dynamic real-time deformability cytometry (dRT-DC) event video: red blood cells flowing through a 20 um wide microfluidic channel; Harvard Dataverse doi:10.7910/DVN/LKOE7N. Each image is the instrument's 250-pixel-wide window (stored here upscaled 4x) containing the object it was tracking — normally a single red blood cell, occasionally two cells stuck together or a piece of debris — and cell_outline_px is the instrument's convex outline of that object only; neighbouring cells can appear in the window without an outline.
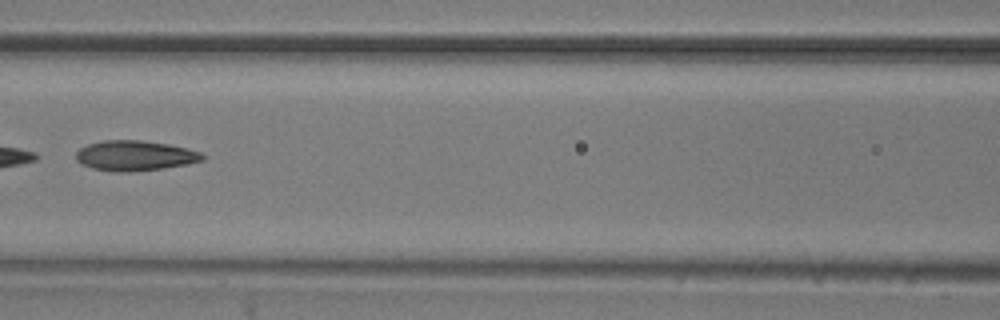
{"species": "common noctule bat (a hibernating species)", "species_latin": "Nyctalus noctula", "temperature_condition": "room temperature", "stored_images_in_passage": 6, "camera_frame_rate_fps": 3000, "um_per_image_px": 0.085, "animal": {"sex": "male", "body_mass_g": 20.5, "forearm_length_mm": 52.5}, "frame": {"image": 1, "passage_image": 5, "time_ms": 4.667, "image_size_px": [1000, 320], "cell_outline_px": [[204, 160], [188, 164], [164, 168], [132, 172], [112, 172], [92, 168], [80, 164], [76, 160], [76, 152], [80, 148], [88, 144], [104, 140], [140, 140], [168, 144], [200, 152], [204, 156]], "centroid_in_image_um": [11.43, 13.24], "position_along_channel_um": 155.2, "area_um2": 22.31}}
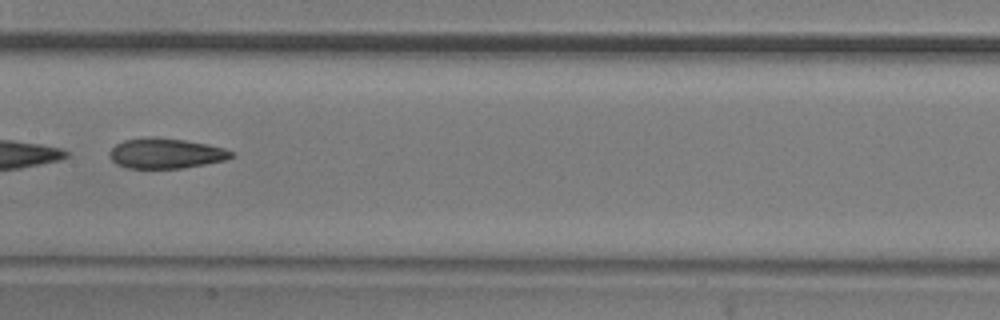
{"frame": {"image": 2, "passage_image": 6, "time_ms": 5.667, "image_size_px": [1000, 320], "cell_outline_px": [[236, 156], [224, 160], [184, 168], [128, 168], [116, 164], [108, 156], [108, 152], [116, 144], [124, 140], [148, 136], [156, 136], [184, 140], [208, 144], [224, 148], [236, 152]], "centroid_in_image_um": [14.1, 13.02], "position_along_channel_um": 193.3, "area_um2": 21.73}}